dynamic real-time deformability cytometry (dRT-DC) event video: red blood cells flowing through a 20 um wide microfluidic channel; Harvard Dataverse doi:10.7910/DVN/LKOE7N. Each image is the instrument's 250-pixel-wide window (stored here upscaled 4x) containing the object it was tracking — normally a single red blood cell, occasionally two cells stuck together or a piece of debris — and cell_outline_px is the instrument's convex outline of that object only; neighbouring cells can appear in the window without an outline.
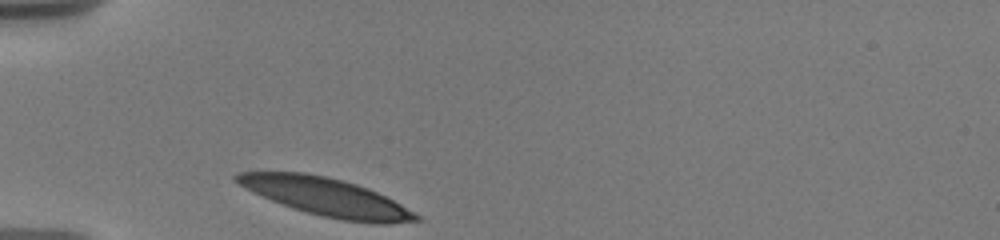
{"species": "human", "species_latin": "Homo sapiens", "temperature_condition": "warm", "stored_images_in_passage": 1, "camera_frame_rate_fps": 3000, "um_per_image_px": 0.085, "donor": {"sex": "male"}, "frame": {"image": 1, "passage_image": 1, "time_ms": 0.0, "image_size_px": [1000, 240], "cell_outline_px": [[420, 220], [388, 224], [372, 224], [344, 220], [324, 216], [308, 212], [272, 200], [252, 192], [244, 188], [232, 180], [232, 176], [240, 172], [304, 172], [324, 176], [356, 184], [368, 188], [400, 204], [420, 216]], "centroid_in_image_um": [27.7, 16.73], "position_along_channel_um": 57.3, "area_um2": 39.07}}